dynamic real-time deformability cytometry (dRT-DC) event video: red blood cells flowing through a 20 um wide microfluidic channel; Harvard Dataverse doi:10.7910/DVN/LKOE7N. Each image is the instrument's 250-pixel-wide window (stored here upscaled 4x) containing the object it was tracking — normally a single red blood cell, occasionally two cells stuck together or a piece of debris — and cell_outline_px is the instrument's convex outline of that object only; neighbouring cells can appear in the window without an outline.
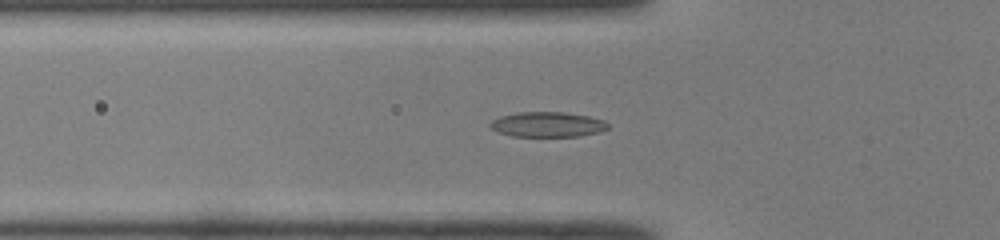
{"species": "common noctule bat (a hibernating species)", "species_latin": "Nyctalus noctula", "temperature_condition": "room temperature", "stored_images_in_passage": 50, "camera_frame_rate_fps": 3000, "um_per_image_px": 0.085, "animal": {"sex": "male", "body_mass_g": 19.0, "forearm_length_mm": 50.8}, "frame": {"image": 1, "passage_image": 17, "time_ms": 5.333, "image_size_px": [1000, 240], "cell_outline_px": [[608, 128], [600, 132], [580, 136], [512, 136], [500, 132], [492, 128], [488, 124], [492, 120], [500, 116], [520, 112], [564, 112], [588, 116], [604, 120], [608, 124]], "centroid_in_image_um": [46.56, 10.57], "position_along_channel_um": 79.2, "area_um2": 17.11}}
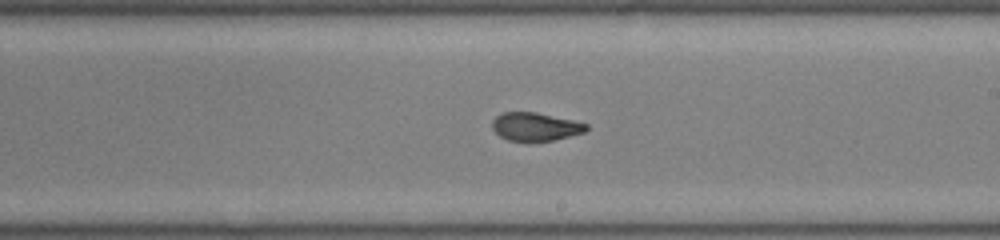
{"frame": {"image": 2, "passage_image": 29, "time_ms": 9.333, "image_size_px": [1000, 240], "cell_outline_px": [[588, 128], [584, 132], [552, 140], [532, 144], [508, 140], [500, 136], [492, 128], [492, 120], [496, 116], [504, 112], [536, 112], [572, 120], [588, 124]], "centroid_in_image_um": [45.47, 10.8], "position_along_channel_um": 243.5, "area_um2": 15.78}}
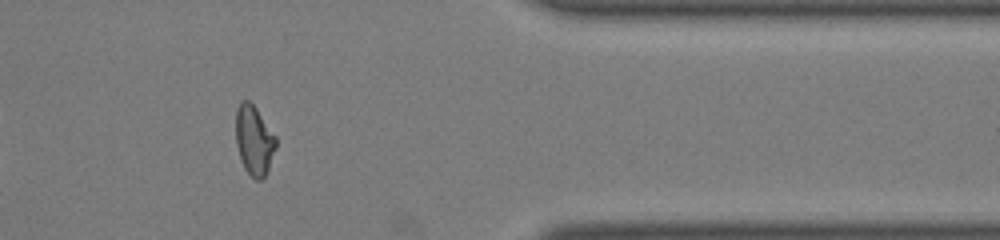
{"frame": {"image": 3, "passage_image": 41, "time_ms": 13.333, "image_size_px": [1000, 240], "cell_outline_px": [[276, 148], [268, 168], [264, 176], [260, 180], [256, 180], [244, 168], [240, 160], [236, 144], [236, 108], [244, 100], [248, 100], [256, 108], [276, 136]], "centroid_in_image_um": [21.59, 11.92], "position_along_channel_um": 389.8, "area_um2": 16.13}, "authors_computed_cell_mechanics": {"area_um2": 16.2996, "velocity_mm_per_s": 4.1099, "shape_relaxation_time_tau1_ms": 5.4241, "shape_relaxation_time_tau2_ms": 1.5075, "deformation_change_tau1": 0.1889, "deformation_change_tau2": 0.0726}}